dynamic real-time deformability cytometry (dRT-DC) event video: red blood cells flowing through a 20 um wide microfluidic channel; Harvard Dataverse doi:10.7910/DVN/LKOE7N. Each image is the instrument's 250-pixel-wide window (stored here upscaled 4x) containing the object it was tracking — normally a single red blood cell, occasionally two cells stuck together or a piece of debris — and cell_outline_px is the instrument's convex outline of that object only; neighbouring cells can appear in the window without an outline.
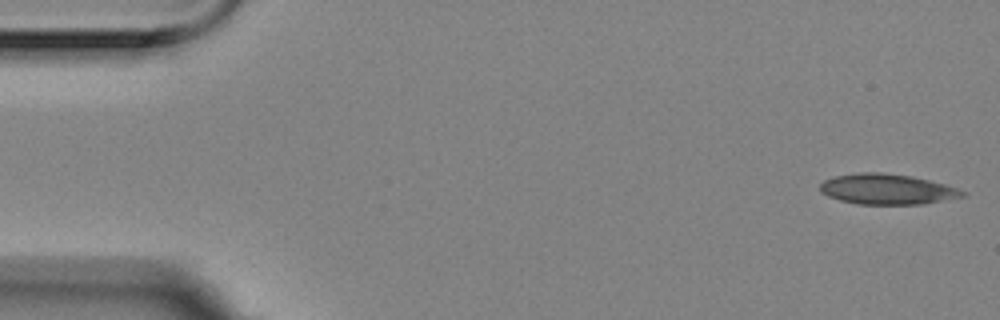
{"species": "Egyptian fruit bat (a non-hibernating species)", "species_latin": "Rousettus aegyptiacus", "temperature_condition": "room temperature", "stored_images_in_passage": 4, "camera_frame_rate_fps": 3000, "um_per_image_px": 0.085, "animal": {"sex": "female"}, "frame": {"image": 1, "passage_image": 1, "time_ms": 0.0, "image_size_px": [1000, 320], "cell_outline_px": [[968, 192], [964, 196], [924, 204], [856, 204], [840, 200], [828, 196], [820, 192], [820, 184], [824, 180], [832, 176], [856, 172], [880, 172], [912, 176], [944, 184]], "centroid_in_image_um": [75.37, 16.07], "position_along_channel_um": 9.6, "area_um2": 25.37}}